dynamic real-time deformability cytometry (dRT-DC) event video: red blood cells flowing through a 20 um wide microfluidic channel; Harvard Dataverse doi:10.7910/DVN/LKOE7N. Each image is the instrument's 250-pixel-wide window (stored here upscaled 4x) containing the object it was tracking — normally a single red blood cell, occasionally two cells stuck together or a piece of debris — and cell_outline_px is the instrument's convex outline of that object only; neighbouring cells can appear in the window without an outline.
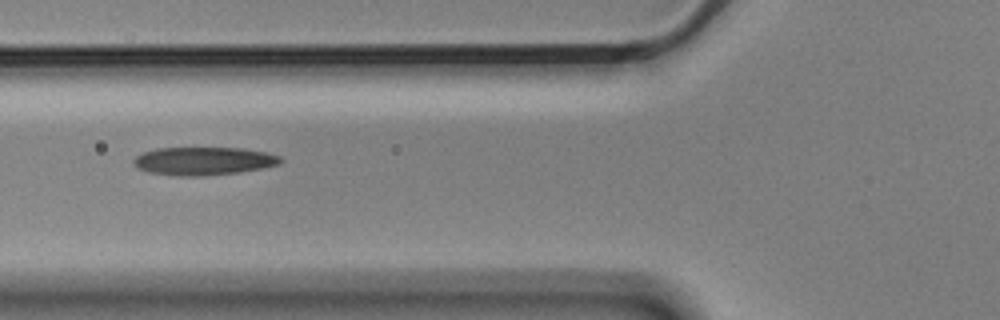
{"species": "Egyptian fruit bat (a non-hibernating species)", "species_latin": "Rousettus aegyptiacus", "temperature_condition": "cold", "stored_images_in_passage": 6, "camera_frame_rate_fps": 3000, "um_per_image_px": 0.085, "animal": {"sex": "male"}, "frame": {"image": 1, "passage_image": 3, "time_ms": 0.667, "image_size_px": [1000, 320], "cell_outline_px": [[284, 160], [280, 164], [264, 168], [240, 172], [204, 176], [176, 176], [148, 172], [136, 168], [132, 164], [132, 160], [136, 156], [144, 152], [156, 148], [244, 148], [268, 152], [280, 156]], "centroid_in_image_um": [17.32, 13.69], "position_along_channel_um": 108.5, "area_um2": 24.45}}
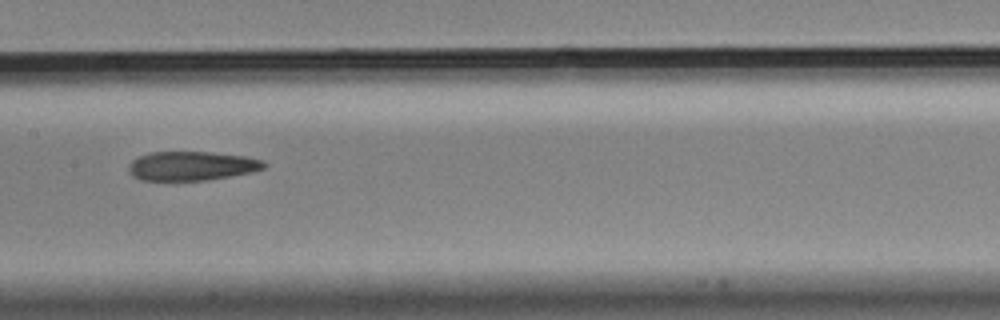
{"frame": {"image": 2, "passage_image": 5, "time_ms": 1.333, "image_size_px": [1000, 320], "cell_outline_px": [[268, 164], [264, 168], [252, 172], [204, 180], [140, 180], [132, 176], [128, 172], [128, 168], [132, 160], [148, 152], [212, 152], [248, 156], [264, 160]], "centroid_in_image_um": [16.31, 14.09], "position_along_channel_um": 191.1, "area_um2": 23.06}}
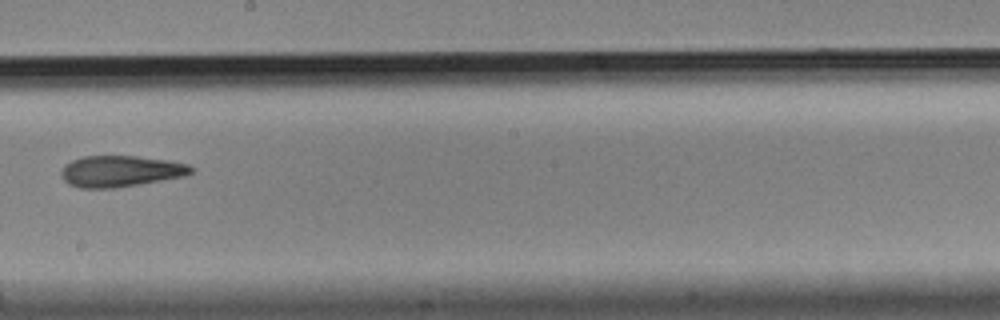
{"frame": {"image": 3, "passage_image": 6, "time_ms": 1.667, "image_size_px": [1000, 320], "cell_outline_px": [[196, 168], [192, 172], [184, 176], [140, 184], [116, 188], [80, 188], [68, 184], [64, 180], [60, 172], [64, 164], [72, 160], [84, 156], [136, 156], [168, 160], [188, 164]], "centroid_in_image_um": [10.24, 14.55], "position_along_channel_um": 238.0, "area_um2": 23.76}}